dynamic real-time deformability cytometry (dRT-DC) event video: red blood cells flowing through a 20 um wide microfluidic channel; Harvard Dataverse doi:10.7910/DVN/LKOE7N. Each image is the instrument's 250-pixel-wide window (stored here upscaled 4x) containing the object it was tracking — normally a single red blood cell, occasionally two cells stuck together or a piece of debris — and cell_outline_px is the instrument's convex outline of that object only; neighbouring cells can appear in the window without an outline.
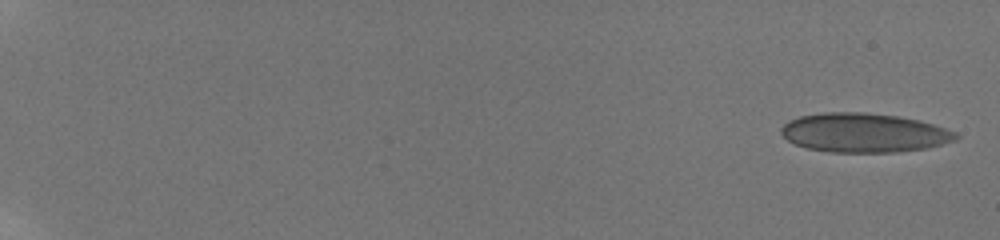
{"species": "human", "species_latin": "Homo sapiens", "temperature_condition": "room temperature", "stored_images_in_passage": 20, "camera_frame_rate_fps": 3000, "um_per_image_px": 0.085, "donor": {"sex": "male"}, "frame": {"image": 1, "passage_image": 1, "time_ms": 0.0, "image_size_px": [1000, 240], "cell_outline_px": [[960, 136], [956, 140], [924, 148], [896, 152], [828, 152], [808, 148], [796, 144], [788, 140], [780, 132], [780, 128], [788, 120], [800, 116], [824, 112], [864, 112], [900, 116], [920, 120], [956, 132]], "centroid_in_image_um": [73.42, 11.27], "position_along_channel_um": 11.6, "area_um2": 39.82}}
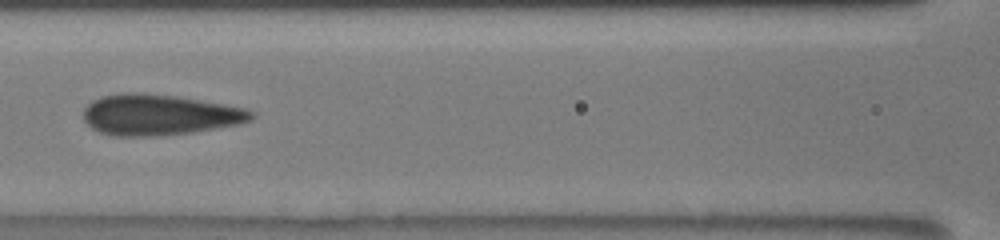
{"frame": {"image": 2, "passage_image": 11, "time_ms": 9.667, "image_size_px": [1000, 240], "cell_outline_px": [[256, 116], [252, 120], [240, 124], [192, 132], [160, 136], [112, 136], [100, 132], [92, 128], [84, 120], [84, 108], [92, 100], [100, 96], [124, 92], [144, 92], [176, 96], [244, 108], [256, 112]], "centroid_in_image_um": [13.53, 9.75], "position_along_channel_um": 153.1, "area_um2": 40.17}}
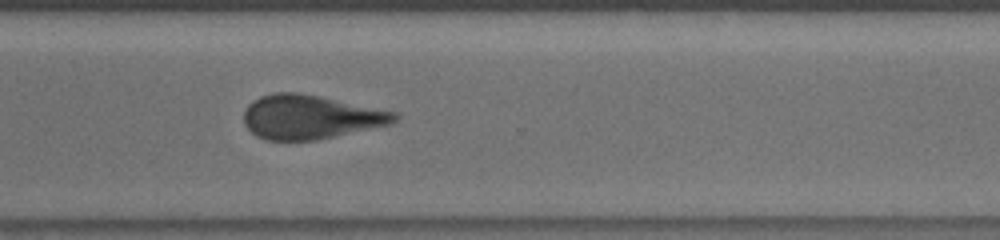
{"frame": {"image": 3, "passage_image": 16, "time_ms": 14.667, "image_size_px": [1000, 240], "cell_outline_px": [[400, 116], [392, 124], [316, 140], [268, 140], [256, 136], [244, 124], [244, 112], [248, 104], [252, 100], [260, 96], [272, 92], [300, 92], [320, 96], [396, 112]], "centroid_in_image_um": [26.37, 9.93], "position_along_channel_um": 344.2, "area_um2": 38.73}, "authors_computed_cell_mechanics": {"area_um2": 39.593, "velocity_mm_per_s": 3.8348, "shape_relaxation_time_tau1_ms": 3.4014, "shape_relaxation_time_tau2_ms": 0.5474, "deformation_change_tau1": 0.1024, "deformation_change_tau2": 0.0629}}